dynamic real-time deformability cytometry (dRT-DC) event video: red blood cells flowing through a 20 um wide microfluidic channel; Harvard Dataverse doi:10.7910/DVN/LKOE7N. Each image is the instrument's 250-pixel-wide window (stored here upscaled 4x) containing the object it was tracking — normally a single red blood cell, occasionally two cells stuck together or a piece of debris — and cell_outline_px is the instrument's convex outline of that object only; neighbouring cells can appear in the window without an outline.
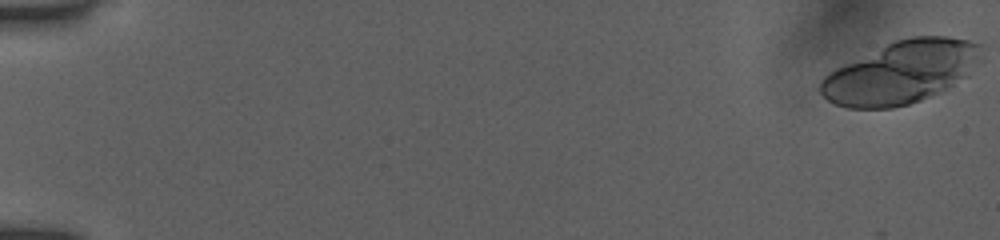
{"species": "human", "species_latin": "Homo sapiens", "temperature_condition": "room temperature", "stored_images_in_passage": 19, "camera_frame_rate_fps": 3000, "um_per_image_px": 0.085, "donor": {"sex": "female"}, "frame": {"image": 1, "passage_image": 1, "time_ms": 0.0, "image_size_px": [1000, 240], "cell_outline_px": [[980, 44], [976, 60], [968, 76], [940, 92], [920, 100], [908, 104], [892, 108], [848, 108], [836, 104], [828, 100], [816, 88], [820, 80], [828, 72], [844, 64], [896, 40], [912, 36], [948, 36], [968, 40]], "centroid_in_image_um": [76.54, 6.16], "position_along_channel_um": 8.5, "area_um2": 57.86}}
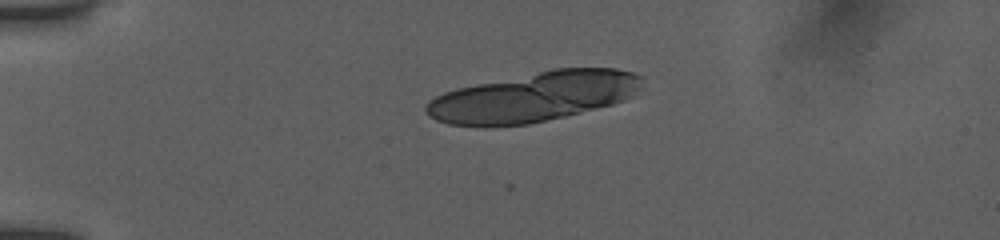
{"frame": {"image": 2, "passage_image": 12, "time_ms": 3.667, "image_size_px": [1000, 240], "cell_outline_px": [[644, 76], [640, 88], [636, 96], [612, 104], [564, 116], [528, 124], [448, 124], [436, 120], [424, 112], [424, 104], [428, 100], [444, 92], [456, 88], [556, 68], [616, 68], [632, 72]], "centroid_in_image_um": [45.42, 8.2], "position_along_channel_um": 39.6, "area_um2": 61.85}}